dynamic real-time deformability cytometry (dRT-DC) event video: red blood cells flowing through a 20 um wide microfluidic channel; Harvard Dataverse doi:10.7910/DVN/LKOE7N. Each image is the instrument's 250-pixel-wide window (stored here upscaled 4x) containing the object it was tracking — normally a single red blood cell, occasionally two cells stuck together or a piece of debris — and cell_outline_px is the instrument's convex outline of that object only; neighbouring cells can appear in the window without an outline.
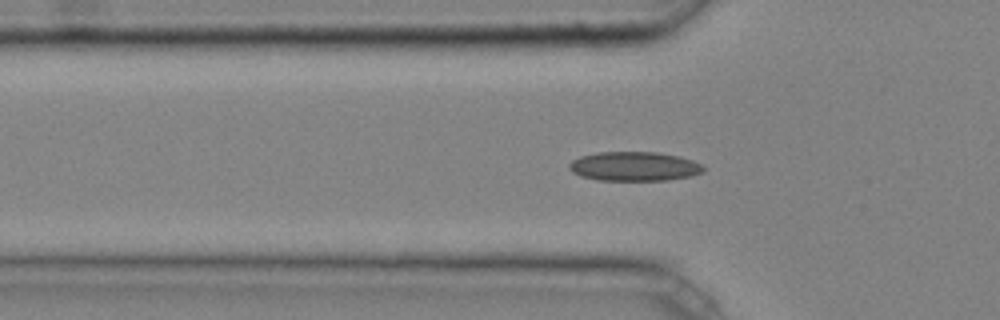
{"species": "common noctule bat (a hibernating species)", "species_latin": "Nyctalus noctula", "temperature_condition": "cold", "stored_images_in_passage": 4, "camera_frame_rate_fps": 3000, "um_per_image_px": 0.085, "animal": {"sex": "male", "body_mass_g": 20.4}, "frame": {"image": 1, "passage_image": 3, "time_ms": 0.667, "image_size_px": [1000, 320], "cell_outline_px": [[704, 172], [692, 176], [668, 180], [596, 180], [580, 176], [572, 172], [568, 168], [568, 164], [572, 160], [580, 156], [596, 152], [656, 152], [680, 156], [692, 160], [700, 164], [704, 168]], "centroid_in_image_um": [53.89, 14.14], "position_along_channel_um": 71.9, "area_um2": 23.06}}